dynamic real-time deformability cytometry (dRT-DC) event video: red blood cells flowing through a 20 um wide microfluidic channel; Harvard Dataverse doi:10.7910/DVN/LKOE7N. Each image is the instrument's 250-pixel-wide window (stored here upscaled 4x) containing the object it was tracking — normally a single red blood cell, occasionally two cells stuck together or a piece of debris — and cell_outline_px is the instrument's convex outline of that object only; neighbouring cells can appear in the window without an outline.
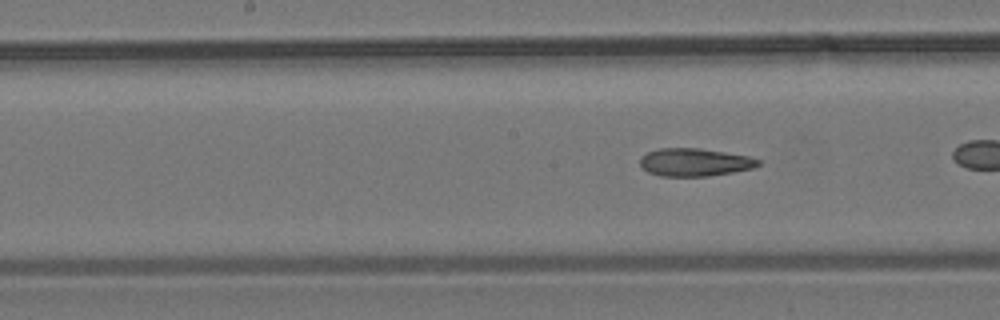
{"species": "common noctule bat (a hibernating species)", "species_latin": "Nyctalus noctula", "temperature_condition": "room temperature", "stored_images_in_passage": 9, "segment_of_instrument_passage": [2, 2], "camera_frame_rate_fps": 3000, "um_per_image_px": 0.085, "animal": {"sex": "male", "body_mass_g": 19.2, "forearm_length_mm": 51.8}, "frame": {"image": 1, "passage_image": 9, "time_ms": 2.667, "image_size_px": [1000, 320], "cell_outline_px": [[760, 164], [756, 168], [708, 176], [660, 176], [648, 172], [640, 164], [640, 156], [648, 152], [660, 148], [700, 148], [748, 156], [760, 160]], "centroid_in_image_um": [59.05, 13.79], "position_along_channel_um": 189.1, "area_um2": 19.19}}